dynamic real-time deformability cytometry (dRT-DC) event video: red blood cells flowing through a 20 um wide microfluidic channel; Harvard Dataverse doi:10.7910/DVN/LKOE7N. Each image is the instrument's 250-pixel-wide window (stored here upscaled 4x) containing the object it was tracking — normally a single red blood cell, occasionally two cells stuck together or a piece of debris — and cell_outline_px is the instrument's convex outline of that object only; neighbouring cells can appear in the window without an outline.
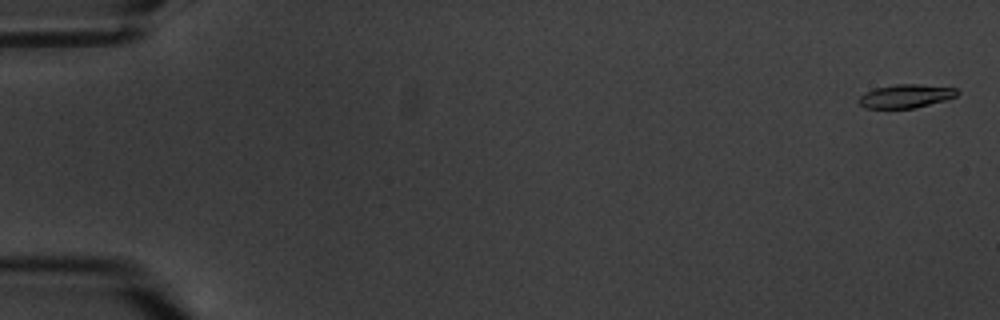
{"species": "common noctule bat (a hibernating species)", "species_latin": "Nyctalus noctula", "temperature_condition": "warm", "stored_images_in_passage": 11, "camera_frame_rate_fps": 3000, "um_per_image_px": 0.085, "animal": {"sex": "male", "body_mass_g": 20.1, "forearm_length_mm": 53.5}, "frame": {"image": 1, "passage_image": 1, "time_ms": 0.0, "image_size_px": [1000, 320], "cell_outline_px": [[960, 92], [956, 96], [944, 100], [916, 108], [864, 108], [860, 104], [860, 96], [876, 88], [896, 84], [920, 84], [956, 88]], "centroid_in_image_um": [77.03, 8.17], "position_along_channel_um": 8.0, "area_um2": 13.29}}
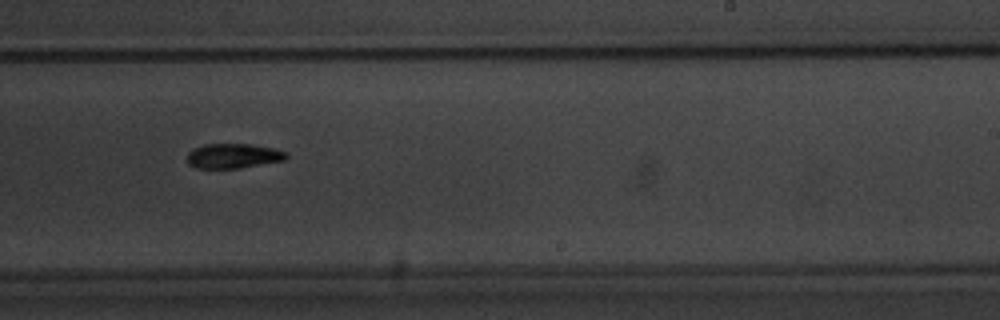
{"frame": {"image": 2, "passage_image": 11, "time_ms": 12.333, "image_size_px": [1000, 320], "cell_outline_px": [[288, 156], [284, 160], [240, 168], [196, 168], [188, 164], [188, 152], [192, 148], [204, 144], [252, 144], [272, 148], [288, 152]], "centroid_in_image_um": [19.81, 13.25], "position_along_channel_um": 269.2, "area_um2": 14.33}}